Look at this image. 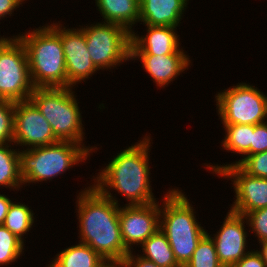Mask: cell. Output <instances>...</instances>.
Instances as JSON below:
<instances>
[{"mask_svg":"<svg viewBox=\"0 0 267 267\" xmlns=\"http://www.w3.org/2000/svg\"><path fill=\"white\" fill-rule=\"evenodd\" d=\"M58 141L49 122L30 100L15 103L13 132L15 146H27L26 149H30Z\"/></svg>","mask_w":267,"mask_h":267,"instance_id":"12","label":"cell"},{"mask_svg":"<svg viewBox=\"0 0 267 267\" xmlns=\"http://www.w3.org/2000/svg\"><path fill=\"white\" fill-rule=\"evenodd\" d=\"M12 202L13 201L5 194H0V225L4 223L5 217L8 213V209Z\"/></svg>","mask_w":267,"mask_h":267,"instance_id":"33","label":"cell"},{"mask_svg":"<svg viewBox=\"0 0 267 267\" xmlns=\"http://www.w3.org/2000/svg\"><path fill=\"white\" fill-rule=\"evenodd\" d=\"M250 230L255 233L259 243L267 241V207L250 211L245 215Z\"/></svg>","mask_w":267,"mask_h":267,"instance_id":"28","label":"cell"},{"mask_svg":"<svg viewBox=\"0 0 267 267\" xmlns=\"http://www.w3.org/2000/svg\"><path fill=\"white\" fill-rule=\"evenodd\" d=\"M11 148L9 143L0 144V186L17 190L23 185L20 176L19 148L18 150Z\"/></svg>","mask_w":267,"mask_h":267,"instance_id":"21","label":"cell"},{"mask_svg":"<svg viewBox=\"0 0 267 267\" xmlns=\"http://www.w3.org/2000/svg\"><path fill=\"white\" fill-rule=\"evenodd\" d=\"M184 267H223L219 263L216 247L209 233L201 238L191 259Z\"/></svg>","mask_w":267,"mask_h":267,"instance_id":"24","label":"cell"},{"mask_svg":"<svg viewBox=\"0 0 267 267\" xmlns=\"http://www.w3.org/2000/svg\"><path fill=\"white\" fill-rule=\"evenodd\" d=\"M132 253L131 251L118 267H159L154 262Z\"/></svg>","mask_w":267,"mask_h":267,"instance_id":"31","label":"cell"},{"mask_svg":"<svg viewBox=\"0 0 267 267\" xmlns=\"http://www.w3.org/2000/svg\"><path fill=\"white\" fill-rule=\"evenodd\" d=\"M225 134L222 141V148L232 153L241 154L244 159L251 155L252 134L254 133V125H223Z\"/></svg>","mask_w":267,"mask_h":267,"instance_id":"22","label":"cell"},{"mask_svg":"<svg viewBox=\"0 0 267 267\" xmlns=\"http://www.w3.org/2000/svg\"><path fill=\"white\" fill-rule=\"evenodd\" d=\"M189 0H139V22L178 27Z\"/></svg>","mask_w":267,"mask_h":267,"instance_id":"17","label":"cell"},{"mask_svg":"<svg viewBox=\"0 0 267 267\" xmlns=\"http://www.w3.org/2000/svg\"><path fill=\"white\" fill-rule=\"evenodd\" d=\"M146 136V137H145ZM117 153L109 164L93 178V186L116 204L110 190H116L128 200V205H146L157 202L149 178L150 136Z\"/></svg>","mask_w":267,"mask_h":267,"instance_id":"2","label":"cell"},{"mask_svg":"<svg viewBox=\"0 0 267 267\" xmlns=\"http://www.w3.org/2000/svg\"><path fill=\"white\" fill-rule=\"evenodd\" d=\"M10 37H0V48L3 46V44L9 39Z\"/></svg>","mask_w":267,"mask_h":267,"instance_id":"35","label":"cell"},{"mask_svg":"<svg viewBox=\"0 0 267 267\" xmlns=\"http://www.w3.org/2000/svg\"><path fill=\"white\" fill-rule=\"evenodd\" d=\"M147 33L142 37L131 32V54L169 55L180 48L176 27L145 25Z\"/></svg>","mask_w":267,"mask_h":267,"instance_id":"16","label":"cell"},{"mask_svg":"<svg viewBox=\"0 0 267 267\" xmlns=\"http://www.w3.org/2000/svg\"><path fill=\"white\" fill-rule=\"evenodd\" d=\"M219 231L211 237L214 241L219 263L223 267H232L250 251L247 249V232L244 223L248 221L244 215L228 210ZM246 219V221H245Z\"/></svg>","mask_w":267,"mask_h":267,"instance_id":"14","label":"cell"},{"mask_svg":"<svg viewBox=\"0 0 267 267\" xmlns=\"http://www.w3.org/2000/svg\"><path fill=\"white\" fill-rule=\"evenodd\" d=\"M140 247H142L144 254L139 256L154 262L159 267H181L174 257L168 239L160 228L143 242Z\"/></svg>","mask_w":267,"mask_h":267,"instance_id":"20","label":"cell"},{"mask_svg":"<svg viewBox=\"0 0 267 267\" xmlns=\"http://www.w3.org/2000/svg\"><path fill=\"white\" fill-rule=\"evenodd\" d=\"M48 267H112L89 245L79 242L56 254Z\"/></svg>","mask_w":267,"mask_h":267,"instance_id":"19","label":"cell"},{"mask_svg":"<svg viewBox=\"0 0 267 267\" xmlns=\"http://www.w3.org/2000/svg\"><path fill=\"white\" fill-rule=\"evenodd\" d=\"M219 177H226L233 183L235 200L231 209L233 212L246 215L250 211L267 207V178L248 175L239 165H205Z\"/></svg>","mask_w":267,"mask_h":267,"instance_id":"10","label":"cell"},{"mask_svg":"<svg viewBox=\"0 0 267 267\" xmlns=\"http://www.w3.org/2000/svg\"><path fill=\"white\" fill-rule=\"evenodd\" d=\"M17 37L25 46L34 87H67L65 56L60 35L47 24Z\"/></svg>","mask_w":267,"mask_h":267,"instance_id":"4","label":"cell"},{"mask_svg":"<svg viewBox=\"0 0 267 267\" xmlns=\"http://www.w3.org/2000/svg\"><path fill=\"white\" fill-rule=\"evenodd\" d=\"M25 0H0V20L4 19L6 15L11 16Z\"/></svg>","mask_w":267,"mask_h":267,"instance_id":"32","label":"cell"},{"mask_svg":"<svg viewBox=\"0 0 267 267\" xmlns=\"http://www.w3.org/2000/svg\"><path fill=\"white\" fill-rule=\"evenodd\" d=\"M0 48V100H29L35 87L30 77L25 46L17 36Z\"/></svg>","mask_w":267,"mask_h":267,"instance_id":"9","label":"cell"},{"mask_svg":"<svg viewBox=\"0 0 267 267\" xmlns=\"http://www.w3.org/2000/svg\"><path fill=\"white\" fill-rule=\"evenodd\" d=\"M232 267H266L262 255L258 250H250L244 257L236 262Z\"/></svg>","mask_w":267,"mask_h":267,"instance_id":"30","label":"cell"},{"mask_svg":"<svg viewBox=\"0 0 267 267\" xmlns=\"http://www.w3.org/2000/svg\"><path fill=\"white\" fill-rule=\"evenodd\" d=\"M177 189H170L160 206V230L165 234L177 263L184 267L191 259L201 238L207 231L196 220L187 196Z\"/></svg>","mask_w":267,"mask_h":267,"instance_id":"3","label":"cell"},{"mask_svg":"<svg viewBox=\"0 0 267 267\" xmlns=\"http://www.w3.org/2000/svg\"><path fill=\"white\" fill-rule=\"evenodd\" d=\"M94 148V149H93ZM96 146H82L71 141L19 151L20 176L23 184L51 180L74 165L90 158Z\"/></svg>","mask_w":267,"mask_h":267,"instance_id":"5","label":"cell"},{"mask_svg":"<svg viewBox=\"0 0 267 267\" xmlns=\"http://www.w3.org/2000/svg\"><path fill=\"white\" fill-rule=\"evenodd\" d=\"M34 219L33 210L28 205L12 202L2 225L24 242L23 236L31 230Z\"/></svg>","mask_w":267,"mask_h":267,"instance_id":"23","label":"cell"},{"mask_svg":"<svg viewBox=\"0 0 267 267\" xmlns=\"http://www.w3.org/2000/svg\"><path fill=\"white\" fill-rule=\"evenodd\" d=\"M216 109L223 125H257L266 122L267 95L257 87L238 83L215 95Z\"/></svg>","mask_w":267,"mask_h":267,"instance_id":"7","label":"cell"},{"mask_svg":"<svg viewBox=\"0 0 267 267\" xmlns=\"http://www.w3.org/2000/svg\"><path fill=\"white\" fill-rule=\"evenodd\" d=\"M231 164L239 165L248 175L267 178V151L248 155Z\"/></svg>","mask_w":267,"mask_h":267,"instance_id":"27","label":"cell"},{"mask_svg":"<svg viewBox=\"0 0 267 267\" xmlns=\"http://www.w3.org/2000/svg\"><path fill=\"white\" fill-rule=\"evenodd\" d=\"M121 207L119 222L122 240L125 248L131 252L132 245H141L159 229L160 205L155 202L146 205L125 204Z\"/></svg>","mask_w":267,"mask_h":267,"instance_id":"13","label":"cell"},{"mask_svg":"<svg viewBox=\"0 0 267 267\" xmlns=\"http://www.w3.org/2000/svg\"><path fill=\"white\" fill-rule=\"evenodd\" d=\"M24 242L0 225V266L14 263L24 252Z\"/></svg>","mask_w":267,"mask_h":267,"instance_id":"25","label":"cell"},{"mask_svg":"<svg viewBox=\"0 0 267 267\" xmlns=\"http://www.w3.org/2000/svg\"><path fill=\"white\" fill-rule=\"evenodd\" d=\"M76 208L79 242L89 245L112 267H118L130 253L122 240L119 206L93 185L79 192Z\"/></svg>","mask_w":267,"mask_h":267,"instance_id":"1","label":"cell"},{"mask_svg":"<svg viewBox=\"0 0 267 267\" xmlns=\"http://www.w3.org/2000/svg\"><path fill=\"white\" fill-rule=\"evenodd\" d=\"M267 151V121L254 125L252 134L251 155Z\"/></svg>","mask_w":267,"mask_h":267,"instance_id":"29","label":"cell"},{"mask_svg":"<svg viewBox=\"0 0 267 267\" xmlns=\"http://www.w3.org/2000/svg\"><path fill=\"white\" fill-rule=\"evenodd\" d=\"M61 22L49 24L61 37L65 56L67 87L85 82L99 69L90 58L86 45V37L81 28L69 29L62 27ZM90 76V77H89Z\"/></svg>","mask_w":267,"mask_h":267,"instance_id":"11","label":"cell"},{"mask_svg":"<svg viewBox=\"0 0 267 267\" xmlns=\"http://www.w3.org/2000/svg\"><path fill=\"white\" fill-rule=\"evenodd\" d=\"M103 22L116 23L130 33L139 22V0H95Z\"/></svg>","mask_w":267,"mask_h":267,"instance_id":"18","label":"cell"},{"mask_svg":"<svg viewBox=\"0 0 267 267\" xmlns=\"http://www.w3.org/2000/svg\"><path fill=\"white\" fill-rule=\"evenodd\" d=\"M259 244L261 245V247L258 252L262 255L263 261L265 262L267 267V241H264Z\"/></svg>","mask_w":267,"mask_h":267,"instance_id":"34","label":"cell"},{"mask_svg":"<svg viewBox=\"0 0 267 267\" xmlns=\"http://www.w3.org/2000/svg\"><path fill=\"white\" fill-rule=\"evenodd\" d=\"M15 102L0 100V144L13 145Z\"/></svg>","mask_w":267,"mask_h":267,"instance_id":"26","label":"cell"},{"mask_svg":"<svg viewBox=\"0 0 267 267\" xmlns=\"http://www.w3.org/2000/svg\"><path fill=\"white\" fill-rule=\"evenodd\" d=\"M72 89L73 87L35 88L29 100L49 122L59 141H71L84 146L82 113Z\"/></svg>","mask_w":267,"mask_h":267,"instance_id":"6","label":"cell"},{"mask_svg":"<svg viewBox=\"0 0 267 267\" xmlns=\"http://www.w3.org/2000/svg\"><path fill=\"white\" fill-rule=\"evenodd\" d=\"M90 58L100 70L131 60V33L116 23L100 22L81 27Z\"/></svg>","mask_w":267,"mask_h":267,"instance_id":"8","label":"cell"},{"mask_svg":"<svg viewBox=\"0 0 267 267\" xmlns=\"http://www.w3.org/2000/svg\"><path fill=\"white\" fill-rule=\"evenodd\" d=\"M185 53L183 48H179L169 55L131 54L130 58L140 59L145 72L153 78L156 86L163 88L188 69L191 60Z\"/></svg>","mask_w":267,"mask_h":267,"instance_id":"15","label":"cell"}]
</instances>
